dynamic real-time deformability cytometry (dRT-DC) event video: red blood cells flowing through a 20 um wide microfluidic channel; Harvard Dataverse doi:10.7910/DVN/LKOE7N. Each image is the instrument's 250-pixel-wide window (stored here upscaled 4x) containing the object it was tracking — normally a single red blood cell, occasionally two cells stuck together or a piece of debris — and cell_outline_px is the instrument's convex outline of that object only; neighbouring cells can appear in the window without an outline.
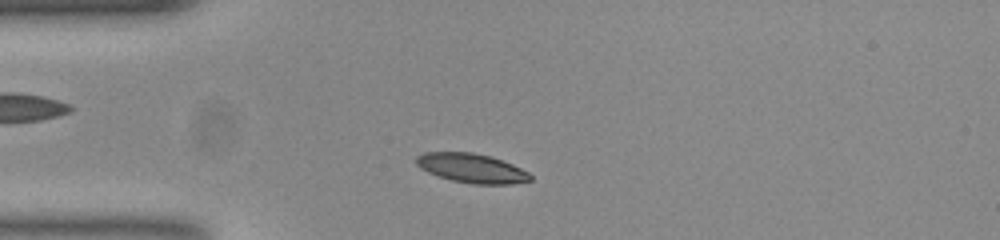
{"species": "common noctule bat (a hibernating species)", "species_latin": "Nyctalus noctula", "temperature_condition": "room temperature", "stored_images_in_passage": 47, "camera_frame_rate_fps": 3000, "um_per_image_px": 0.085, "animal": {"sex": "female", "body_mass_g": 23.0, "forearm_length_mm": 53.4}, "frame": {"image": 1, "passage_image": 6, "time_ms": 1.667, "image_size_px": [1000, 240], "cell_outline_px": [[532, 180], [512, 184], [472, 184], [452, 180], [428, 172], [420, 168], [416, 164], [416, 156], [424, 152], [472, 152], [492, 156], [512, 164], [528, 172], [532, 176]], "centroid_in_image_um": [40.1, 14.29], "position_along_channel_um": 44.9, "area_um2": 19.48}}
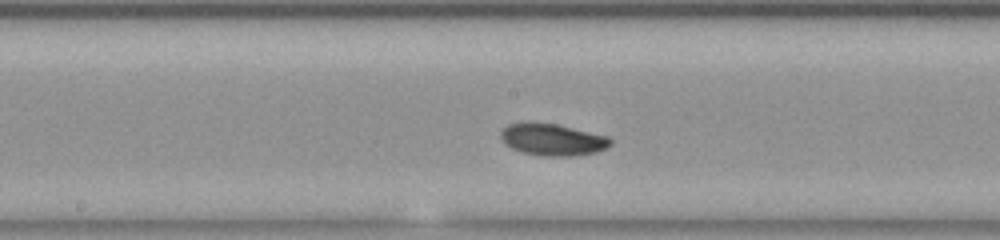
{"frame": {"image": 2, "passage_image": 20, "time_ms": 6.333, "image_size_px": [1000, 240], "cell_outline_px": [[612, 144], [596, 152], [572, 156], [540, 156], [524, 152], [512, 148], [504, 144], [500, 136], [500, 132], [508, 124], [524, 120], [556, 124], [608, 136], [612, 140]], "centroid_in_image_um": [46.92, 11.84], "position_along_channel_um": 201.3, "area_um2": 20.63}}
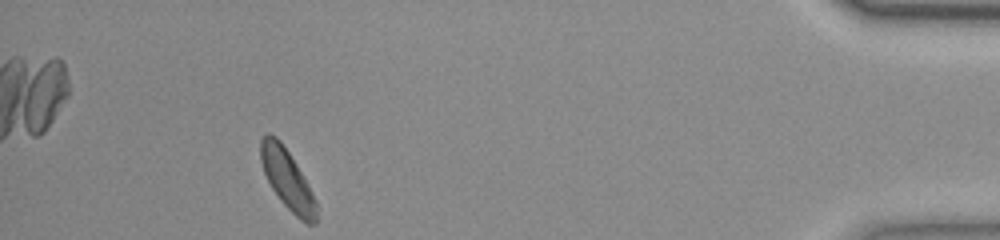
{"frame": {"image": 3, "passage_image": 42, "time_ms": 13.667, "image_size_px": [1000, 240], "cell_outline_px": [[316, 224], [308, 224], [300, 220], [280, 200], [272, 188], [264, 172], [260, 160], [260, 140], [268, 132], [276, 136], [280, 140], [296, 164], [308, 184], [316, 200]], "centroid_in_image_um": [24.41, 15.24], "position_along_channel_um": 410.8, "area_um2": 19.19}}